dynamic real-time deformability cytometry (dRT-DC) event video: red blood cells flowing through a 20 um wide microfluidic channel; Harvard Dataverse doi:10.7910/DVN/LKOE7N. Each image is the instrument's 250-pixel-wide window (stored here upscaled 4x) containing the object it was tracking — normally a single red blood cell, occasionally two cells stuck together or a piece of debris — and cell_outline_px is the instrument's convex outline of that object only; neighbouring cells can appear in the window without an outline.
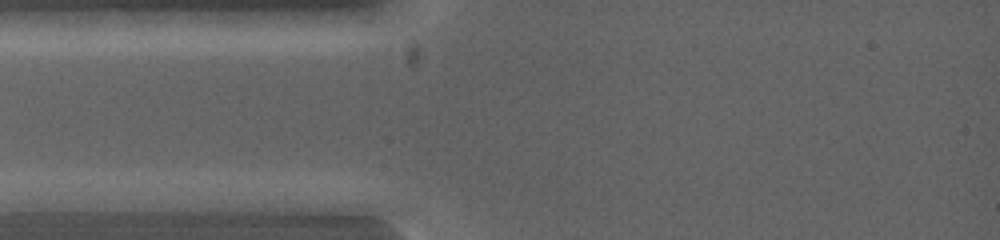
{"species": "common noctule bat (a hibernating species)", "species_latin": "Nyctalus noctula", "temperature_condition": "warm", "stored_images_in_passage": 5, "segment_of_instrument_passage": [1, 2], "camera_frame_rate_fps": 5000, "um_per_image_px": 0.085, "animal": {"sex": "female", "body_mass_g": 19.0, "forearm_length_mm": 53.3}, "frame": {"image": 1, "passage_image": 2, "time_ms": 0.2, "image_size_px": [1000, 240], "cell_outline_px": [[124, 200], [100, 212], [16, 212], [12, 200], [28, 192], [60, 192]], "centroid_in_image_um": [5.24, 17.23], "position_along_channel_um": 79.8, "area_um2": 12.66}}